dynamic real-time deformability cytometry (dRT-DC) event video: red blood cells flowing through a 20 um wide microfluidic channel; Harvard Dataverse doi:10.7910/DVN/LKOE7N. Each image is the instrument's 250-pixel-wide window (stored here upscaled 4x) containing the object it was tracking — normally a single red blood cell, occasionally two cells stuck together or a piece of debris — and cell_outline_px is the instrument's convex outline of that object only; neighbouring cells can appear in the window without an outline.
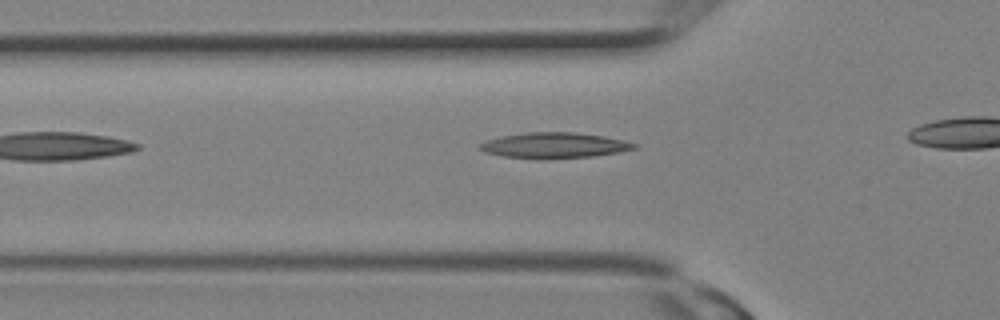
{"species": "Egyptian fruit bat (a non-hibernating species)", "species_latin": "Rousettus aegyptiacus", "temperature_condition": "room temperature", "stored_images_in_passage": 6, "camera_frame_rate_fps": 3000, "um_per_image_px": 0.085, "animal": {"sex": "female"}, "frame": {"image": 1, "passage_image": 6, "time_ms": 1.667, "image_size_px": [1000, 320], "cell_outline_px": [[640, 148], [620, 152], [592, 156], [548, 160], [536, 160], [500, 156], [484, 152], [480, 148], [480, 144], [488, 140], [504, 136], [528, 132], [572, 132], [604, 136], [624, 140], [640, 144]], "centroid_in_image_um": [47.18, 12.38], "position_along_channel_um": 78.6, "area_um2": 23.47}}